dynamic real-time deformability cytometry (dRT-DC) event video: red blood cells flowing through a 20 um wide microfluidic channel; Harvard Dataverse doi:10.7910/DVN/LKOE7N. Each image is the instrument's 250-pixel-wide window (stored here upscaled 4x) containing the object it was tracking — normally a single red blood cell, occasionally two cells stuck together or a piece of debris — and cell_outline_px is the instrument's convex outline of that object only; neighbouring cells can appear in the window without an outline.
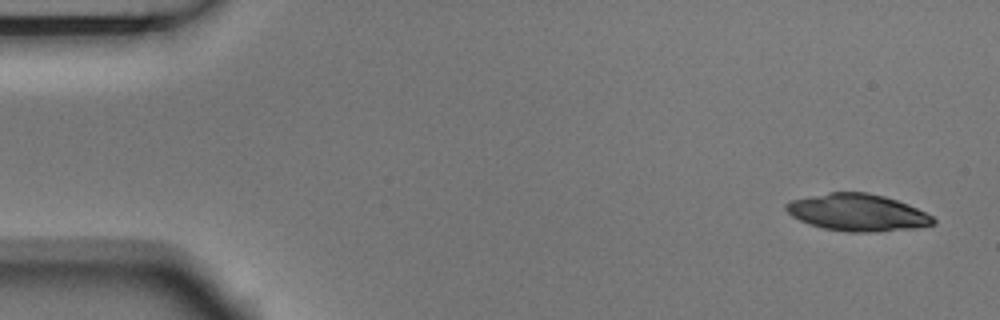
{"species": "Egyptian fruit bat (a non-hibernating species)", "species_latin": "Rousettus aegyptiacus", "temperature_condition": "room temperature", "stored_images_in_passage": 7, "camera_frame_rate_fps": 3000, "um_per_image_px": 0.085, "animal": {"sex": "male"}, "frame": {"image": 1, "passage_image": 1, "time_ms": 0.0, "image_size_px": [1000, 320], "cell_outline_px": [[936, 224], [908, 228], [876, 232], [848, 232], [824, 228], [808, 224], [792, 216], [784, 208], [784, 204], [792, 200], [832, 192], [868, 192], [884, 196], [896, 200], [916, 208], [932, 216], [936, 220]], "centroid_in_image_um": [72.86, 18.06], "position_along_channel_um": 12.1, "area_um2": 31.39}}